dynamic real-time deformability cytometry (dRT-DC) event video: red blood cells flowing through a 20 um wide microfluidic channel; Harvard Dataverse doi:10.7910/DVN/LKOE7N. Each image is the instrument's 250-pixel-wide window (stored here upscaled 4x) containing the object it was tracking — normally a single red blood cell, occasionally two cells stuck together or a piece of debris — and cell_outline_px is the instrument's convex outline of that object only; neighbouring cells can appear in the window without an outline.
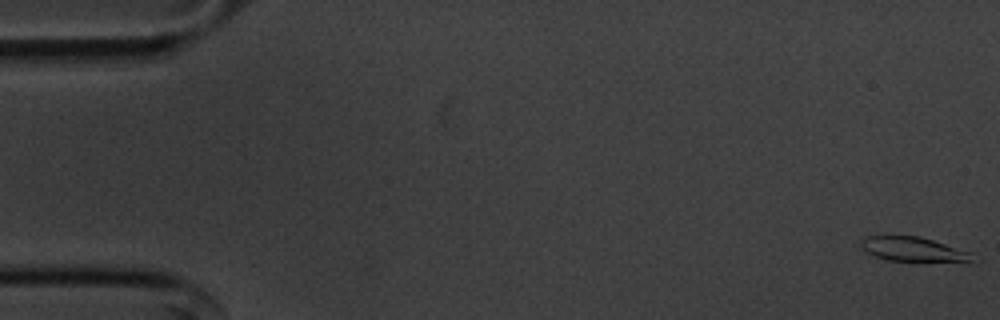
{"species": "common noctule bat (a hibernating species)", "species_latin": "Nyctalus noctula", "temperature_condition": "cold", "stored_images_in_passage": 55, "camera_frame_rate_fps": 3000, "um_per_image_px": 0.085, "animal": {"sex": "male", "body_mass_g": 20.1, "forearm_length_mm": 53.5}, "frame": {"image": 1, "passage_image": 1, "time_ms": 0.0, "image_size_px": [1000, 320], "cell_outline_px": [[972, 260], [916, 264], [884, 260], [860, 248], [860, 240], [864, 236], [920, 236], [972, 252]], "centroid_in_image_um": [77.59, 21.23], "position_along_channel_um": 7.4, "area_um2": 16.59}}
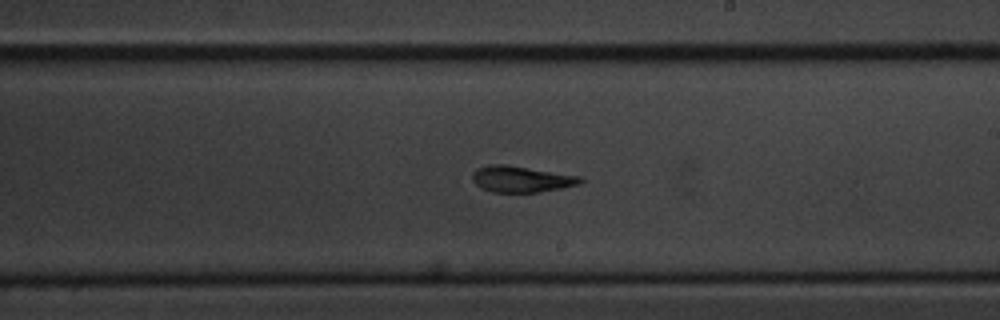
{"frame": {"image": 2, "passage_image": 32, "time_ms": 10.333, "image_size_px": [1000, 320], "cell_outline_px": [[584, 180], [580, 184], [540, 192], [492, 192], [480, 188], [472, 180], [472, 172], [476, 168], [492, 164], [504, 164], [580, 176]], "centroid_in_image_um": [44.27, 15.22], "position_along_channel_um": 244.7, "area_um2": 16.47}}
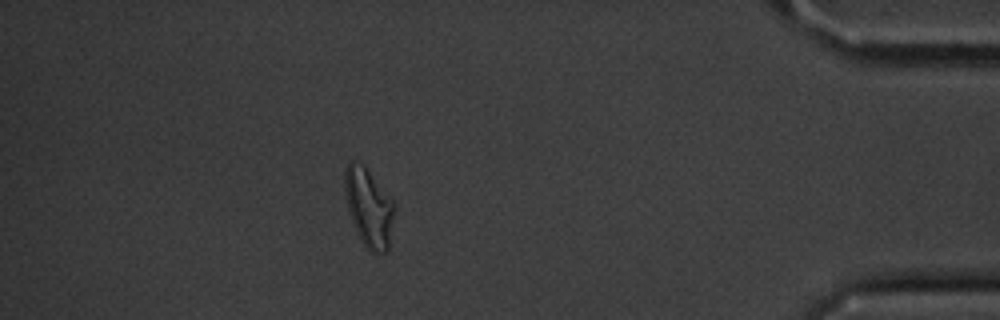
{"frame": {"image": 3, "passage_image": 49, "time_ms": 16.0, "image_size_px": [1000, 320], "cell_outline_px": [[392, 216], [388, 248], [384, 252], [376, 256], [364, 244], [356, 232], [348, 208], [344, 192], [344, 172], [348, 164], [352, 160], [356, 160], [364, 164], [392, 200]], "centroid_in_image_um": [31.3, 17.6], "position_along_channel_um": 403.9, "area_um2": 22.2}, "authors_computed_cell_mechanics": {"area_um2": 17.1666, "velocity_mm_per_s": 3.6167, "shape_relaxation_time_tau1_ms": 4.4411, "shape_relaxation_time_tau2_ms": 3.8733, "deformation_change_tau1": 0.1459, "deformation_change_tau2": 0.1331}}